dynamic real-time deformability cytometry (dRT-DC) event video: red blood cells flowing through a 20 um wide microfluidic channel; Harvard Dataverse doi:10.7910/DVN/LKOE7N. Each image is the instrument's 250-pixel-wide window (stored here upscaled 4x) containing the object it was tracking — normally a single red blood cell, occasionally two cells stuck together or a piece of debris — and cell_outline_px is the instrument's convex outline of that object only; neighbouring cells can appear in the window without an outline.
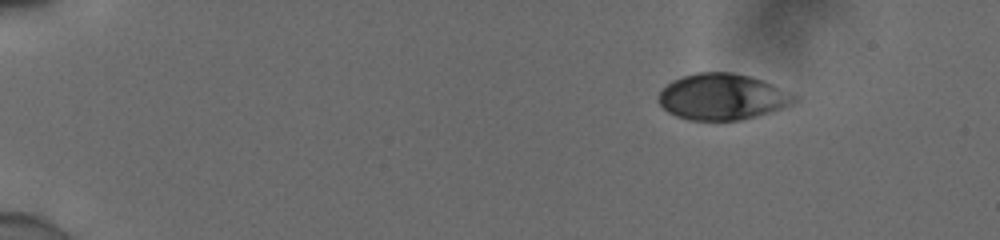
{"species": "human", "species_latin": "Homo sapiens", "temperature_condition": "cold", "stored_images_in_passage": 11, "camera_frame_rate_fps": 3000, "um_per_image_px": 0.085, "donor": {"sex": "male"}, "frame": {"image": 1, "passage_image": 1, "time_ms": 0.0, "image_size_px": [1000, 240], "cell_outline_px": [[796, 100], [792, 104], [756, 116], [736, 120], [692, 120], [676, 116], [668, 112], [656, 100], [660, 92], [672, 80], [696, 72], [732, 72], [748, 76], [760, 80], [796, 96]], "centroid_in_image_um": [61.32, 8.23], "position_along_channel_um": 23.7, "area_um2": 35.84}}